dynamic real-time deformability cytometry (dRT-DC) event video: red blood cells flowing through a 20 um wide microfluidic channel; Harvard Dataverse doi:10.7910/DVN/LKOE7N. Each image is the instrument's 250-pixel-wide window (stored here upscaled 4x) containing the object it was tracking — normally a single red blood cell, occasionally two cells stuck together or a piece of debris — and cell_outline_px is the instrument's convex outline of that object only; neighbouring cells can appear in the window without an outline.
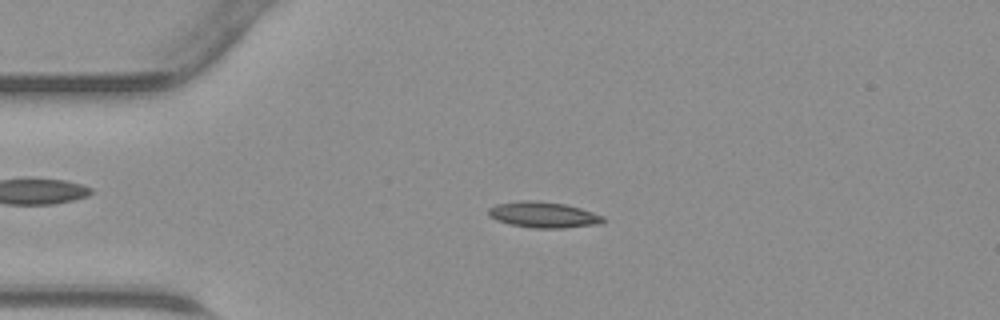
{"species": "common noctule bat (a hibernating species)", "species_latin": "Nyctalus noctula", "temperature_condition": "warm", "stored_images_in_passage": 45, "camera_frame_rate_fps": 3000, "um_per_image_px": 0.085, "animal": {"sex": "male", "body_mass_g": 23.1, "forearm_length_mm": 52.7}, "frame": {"image": 1, "passage_image": 10, "time_ms": 3.0, "image_size_px": [1000, 320], "cell_outline_px": [[604, 220], [600, 224], [564, 228], [532, 228], [508, 224], [496, 220], [488, 216], [488, 208], [496, 204], [520, 200], [536, 200], [564, 204], [580, 208], [604, 216]], "centroid_in_image_um": [46.15, 18.25], "position_along_channel_um": 38.9, "area_um2": 17.46}}
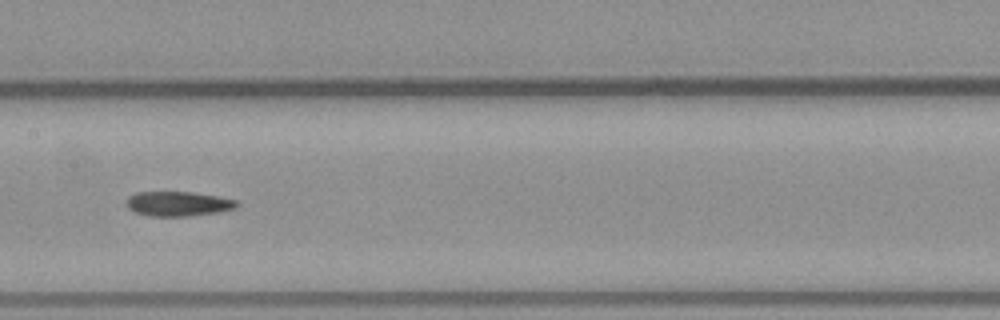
{"frame": {"image": 2, "passage_image": 22, "time_ms": 7.0, "image_size_px": [1000, 320], "cell_outline_px": [[240, 204], [236, 208], [216, 212], [188, 216], [152, 216], [136, 212], [128, 208], [128, 196], [136, 192], [192, 192], [220, 196], [236, 200]], "centroid_in_image_um": [15.18, 17.31], "position_along_channel_um": 192.2, "area_um2": 15.78}}
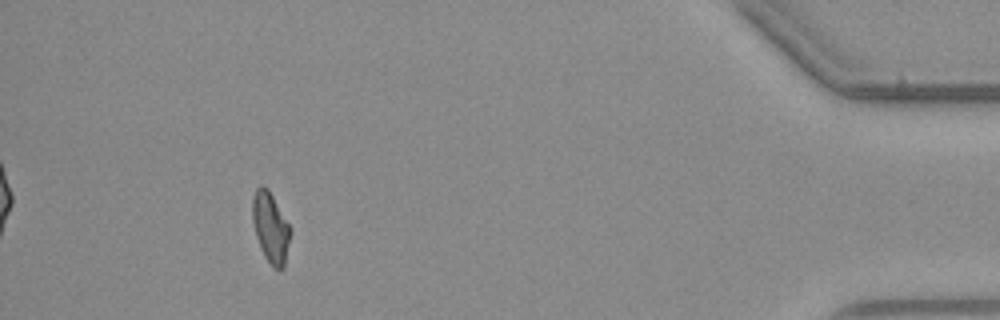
{"frame": {"image": 3, "passage_image": 41, "time_ms": 13.333, "image_size_px": [1000, 320], "cell_outline_px": [[292, 232], [284, 268], [272, 268], [264, 256], [260, 248], [256, 236], [252, 220], [252, 196], [256, 188], [260, 184], [264, 184], [268, 188], [288, 224]], "centroid_in_image_um": [22.98, 19.33], "position_along_channel_um": 412.2, "area_um2": 15.72}}